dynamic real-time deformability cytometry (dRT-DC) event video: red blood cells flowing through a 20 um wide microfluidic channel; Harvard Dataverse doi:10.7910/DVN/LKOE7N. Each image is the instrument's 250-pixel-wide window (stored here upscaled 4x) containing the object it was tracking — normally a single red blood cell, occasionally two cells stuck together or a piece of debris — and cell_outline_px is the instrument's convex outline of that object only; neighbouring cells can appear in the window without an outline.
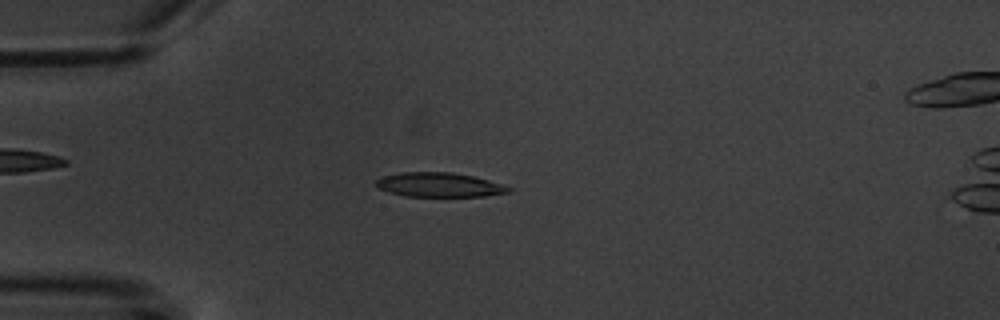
{"species": "common noctule bat (a hibernating species)", "species_latin": "Nyctalus noctula", "temperature_condition": "warm", "stored_images_in_passage": 10, "camera_frame_rate_fps": 3000, "um_per_image_px": 0.085, "animal": {"sex": "male", "body_mass_g": 20.1, "forearm_length_mm": 53.5}, "frame": {"image": 1, "passage_image": 6, "time_ms": 6.667, "image_size_px": [1000, 320], "cell_outline_px": [[516, 188], [512, 192], [484, 196], [404, 196], [388, 192], [376, 188], [376, 180], [384, 176], [400, 172], [452, 172], [472, 176], [488, 180]], "centroid_in_image_um": [37.36, 15.71], "position_along_channel_um": 47.6, "area_um2": 18.96}}